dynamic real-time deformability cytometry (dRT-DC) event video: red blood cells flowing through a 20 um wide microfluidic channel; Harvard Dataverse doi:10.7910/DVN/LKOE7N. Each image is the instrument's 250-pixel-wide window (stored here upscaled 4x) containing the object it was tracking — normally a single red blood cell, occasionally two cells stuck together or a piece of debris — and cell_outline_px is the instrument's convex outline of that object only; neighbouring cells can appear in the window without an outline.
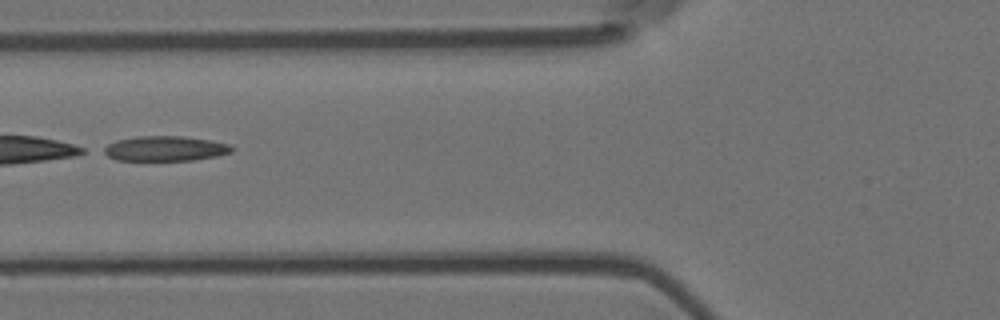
{"species": "Egyptian fruit bat (a non-hibernating species)", "species_latin": "Rousettus aegyptiacus", "temperature_condition": "room temperature", "stored_images_in_passage": 40, "camera_frame_rate_fps": 3000, "um_per_image_px": 0.085, "animal": {"sex": "female"}, "frame": {"image": 1, "passage_image": 7, "time_ms": 2.0, "image_size_px": [1000, 320], "cell_outline_px": [[232, 152], [216, 156], [192, 160], [116, 160], [100, 152], [100, 148], [116, 140], [136, 136], [184, 136], [212, 140], [228, 144], [232, 148]], "centroid_in_image_um": [13.97, 12.62], "position_along_channel_um": 111.8, "area_um2": 18.79}, "authors_computed_cell_mechanics": {"area_um2": 19.2763, "velocity_mm_per_s": 3.6811, "shape_relaxation_time_tau1_ms": 1.7775, "shape_relaxation_time_tau2_ms": 4.022, "deformation_change_tau1": 0.27, "deformation_change_tau2": 0.1617}}